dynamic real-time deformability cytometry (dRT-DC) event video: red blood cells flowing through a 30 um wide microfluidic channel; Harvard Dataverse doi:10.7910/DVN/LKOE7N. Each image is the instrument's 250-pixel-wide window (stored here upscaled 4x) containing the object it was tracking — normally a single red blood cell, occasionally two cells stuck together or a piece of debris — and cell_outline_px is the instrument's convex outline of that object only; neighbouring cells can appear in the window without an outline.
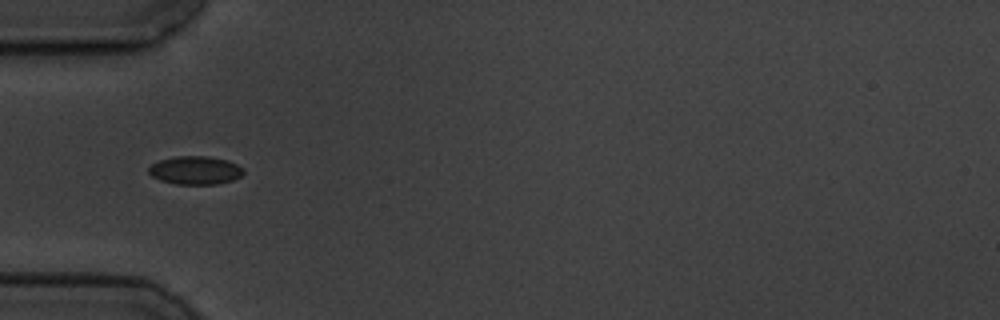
{"species": "common noctule bat (a hibernating species)", "species_latin": "Nyctalus noctula", "temperature_condition": "cold", "stored_images_in_passage": 8, "camera_frame_rate_fps": 3000, "um_per_image_px": 0.085, "animal": {"sex": "male", "body_mass_g": 19.5, "forearm_length_mm": 54.6}, "frame": {"image": 1, "passage_image": 5, "time_ms": 5.333, "image_size_px": [1000, 320], "cell_outline_px": [[244, 172], [240, 176], [232, 180], [216, 184], [176, 184], [160, 180], [152, 176], [148, 172], [148, 168], [152, 164], [160, 160], [176, 156], [208, 156], [228, 160], [244, 168]], "centroid_in_image_um": [16.6, 14.47], "position_along_channel_um": 68.4, "area_um2": 15.61}}
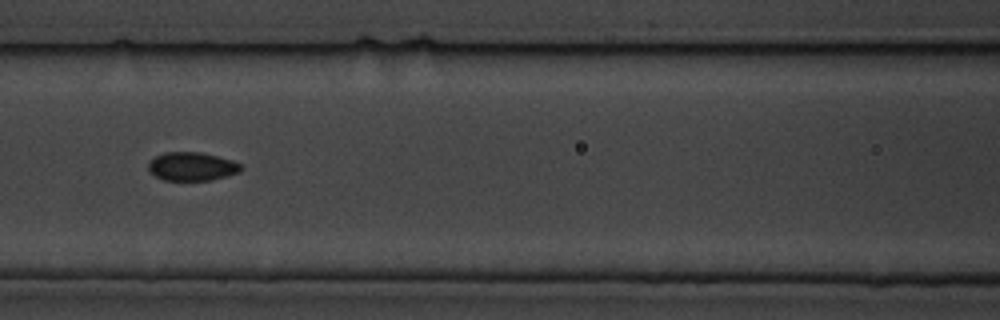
{"frame": {"image": 2, "passage_image": 7, "time_ms": 7.667, "image_size_px": [1000, 320], "cell_outline_px": [[244, 168], [240, 172], [212, 180], [164, 180], [148, 172], [148, 164], [156, 156], [164, 152], [200, 152], [232, 160], [240, 164]], "centroid_in_image_um": [16.32, 14.15], "position_along_channel_um": 150.3, "area_um2": 15.37}}
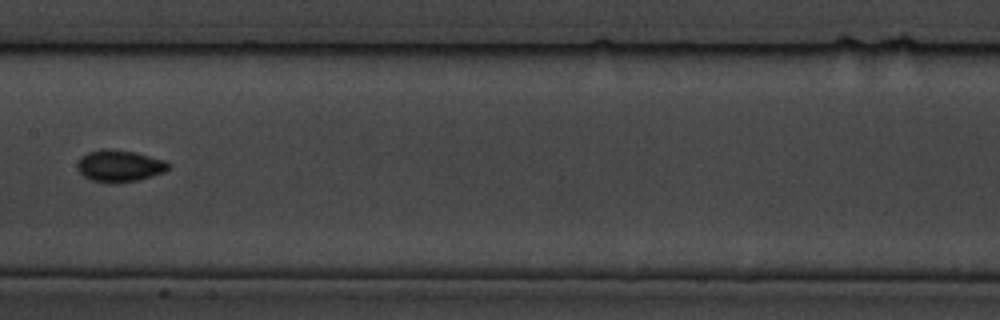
{"frame": {"image": 3, "passage_image": 8, "time_ms": 9.0, "image_size_px": [1000, 320], "cell_outline_px": [[172, 168], [164, 172], [152, 176], [136, 180], [112, 184], [92, 180], [84, 176], [76, 168], [76, 164], [88, 152], [104, 148], [108, 148], [136, 152], [164, 160]], "centroid_in_image_um": [10.17, 14.1], "position_along_channel_um": 197.2, "area_um2": 16.88}}